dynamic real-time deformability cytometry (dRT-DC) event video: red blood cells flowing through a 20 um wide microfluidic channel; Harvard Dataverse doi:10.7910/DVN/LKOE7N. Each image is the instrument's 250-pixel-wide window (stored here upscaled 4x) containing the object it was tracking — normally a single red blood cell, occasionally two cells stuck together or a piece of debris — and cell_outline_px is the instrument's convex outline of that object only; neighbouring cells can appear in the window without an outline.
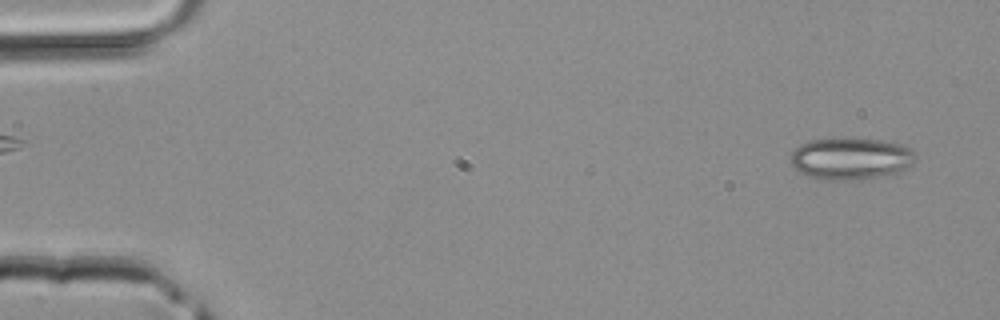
{"species": "common noctule bat (a hibernating species)", "species_latin": "Nyctalus noctula", "temperature_condition": "room temperature", "stored_images_in_passage": 9, "camera_frame_rate_fps": 3000, "um_per_image_px": 0.085, "animal": {"sex": "male", "body_mass_g": 20.4}, "frame": {"image": 1, "passage_image": 3, "time_ms": 0.667, "image_size_px": [1000, 320], "cell_outline_px": [[916, 156], [912, 164], [900, 172], [860, 180], [828, 180], [808, 176], [792, 168], [788, 164], [792, 152], [800, 144], [808, 140], [840, 136], [884, 140], [904, 144], [912, 148]], "centroid_in_image_um": [72.3, 13.45], "position_along_channel_um": 12.7, "area_um2": 31.62}}